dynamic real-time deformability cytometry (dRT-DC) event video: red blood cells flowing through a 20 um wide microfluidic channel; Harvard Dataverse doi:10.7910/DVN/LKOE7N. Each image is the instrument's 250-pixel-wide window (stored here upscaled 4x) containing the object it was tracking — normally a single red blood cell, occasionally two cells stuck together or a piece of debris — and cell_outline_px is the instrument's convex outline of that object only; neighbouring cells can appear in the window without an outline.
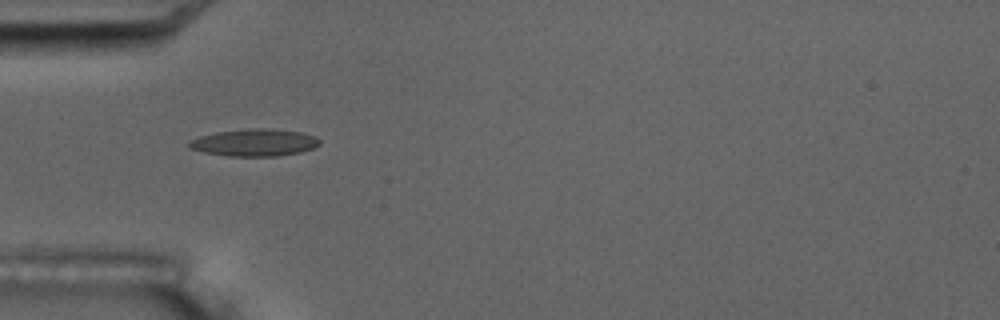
{"species": "common noctule bat (a hibernating species)", "species_latin": "Nyctalus noctula", "temperature_condition": "room temperature", "stored_images_in_passage": 9, "camera_frame_rate_fps": 3000, "um_per_image_px": 0.085, "animal": {"sex": "male", "body_mass_g": 17.5, "forearm_length_mm": 52.3}, "frame": {"image": 1, "passage_image": 6, "time_ms": 5.667, "image_size_px": [1000, 320], "cell_outline_px": [[320, 144], [312, 148], [300, 152], [280, 156], [228, 156], [204, 152], [188, 148], [188, 140], [200, 136], [216, 132], [248, 128], [272, 128], [300, 132], [316, 136], [320, 140]], "centroid_in_image_um": [21.62, 12.11], "position_along_channel_um": 63.4, "area_um2": 20.87}}
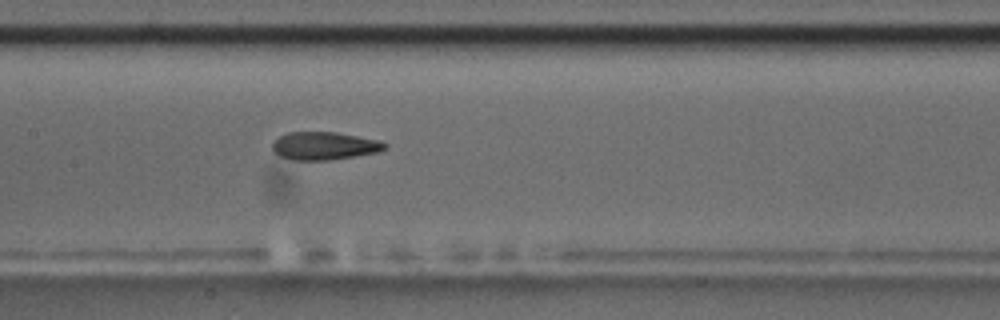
{"frame": {"image": 2, "passage_image": 9, "time_ms": 9.0, "image_size_px": [1000, 320], "cell_outline_px": [[388, 148], [376, 152], [328, 160], [292, 160], [280, 156], [272, 148], [272, 140], [288, 132], [336, 132], [380, 140], [388, 144]], "centroid_in_image_um": [27.56, 12.39], "position_along_channel_um": 179.8, "area_um2": 18.26}}